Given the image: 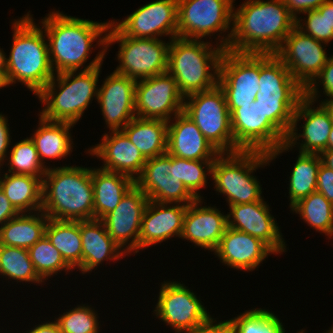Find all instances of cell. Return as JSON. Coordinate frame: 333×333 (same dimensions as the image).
I'll list each match as a JSON object with an SVG mask.
<instances>
[{
	"instance_id": "5b68a950",
	"label": "cell",
	"mask_w": 333,
	"mask_h": 333,
	"mask_svg": "<svg viewBox=\"0 0 333 333\" xmlns=\"http://www.w3.org/2000/svg\"><path fill=\"white\" fill-rule=\"evenodd\" d=\"M224 51L208 41L180 37L171 40L167 72L176 80L184 98L218 85L219 65Z\"/></svg>"
},
{
	"instance_id": "9a60e30c",
	"label": "cell",
	"mask_w": 333,
	"mask_h": 333,
	"mask_svg": "<svg viewBox=\"0 0 333 333\" xmlns=\"http://www.w3.org/2000/svg\"><path fill=\"white\" fill-rule=\"evenodd\" d=\"M184 96L168 73L136 81L135 113L142 119L170 121L183 111Z\"/></svg>"
},
{
	"instance_id": "e0dca14e",
	"label": "cell",
	"mask_w": 333,
	"mask_h": 333,
	"mask_svg": "<svg viewBox=\"0 0 333 333\" xmlns=\"http://www.w3.org/2000/svg\"><path fill=\"white\" fill-rule=\"evenodd\" d=\"M328 44L303 33L296 26L285 38L275 55L283 62L291 76L305 89L325 66Z\"/></svg>"
},
{
	"instance_id": "f907efd6",
	"label": "cell",
	"mask_w": 333,
	"mask_h": 333,
	"mask_svg": "<svg viewBox=\"0 0 333 333\" xmlns=\"http://www.w3.org/2000/svg\"><path fill=\"white\" fill-rule=\"evenodd\" d=\"M19 212L14 208L11 202L7 199L5 194L0 188V228L13 217L17 216Z\"/></svg>"
},
{
	"instance_id": "ba28073f",
	"label": "cell",
	"mask_w": 333,
	"mask_h": 333,
	"mask_svg": "<svg viewBox=\"0 0 333 333\" xmlns=\"http://www.w3.org/2000/svg\"><path fill=\"white\" fill-rule=\"evenodd\" d=\"M161 38H132L124 36L111 22L106 34V52L111 44L119 43L114 72L128 76L135 81L151 78L167 72L168 52L171 40Z\"/></svg>"
},
{
	"instance_id": "d6a6232c",
	"label": "cell",
	"mask_w": 333,
	"mask_h": 333,
	"mask_svg": "<svg viewBox=\"0 0 333 333\" xmlns=\"http://www.w3.org/2000/svg\"><path fill=\"white\" fill-rule=\"evenodd\" d=\"M45 235L72 269L82 272L80 221L48 220Z\"/></svg>"
},
{
	"instance_id": "94428289",
	"label": "cell",
	"mask_w": 333,
	"mask_h": 333,
	"mask_svg": "<svg viewBox=\"0 0 333 333\" xmlns=\"http://www.w3.org/2000/svg\"><path fill=\"white\" fill-rule=\"evenodd\" d=\"M297 333H305V332H304V330L302 329V330H301V331H299V332L297 331Z\"/></svg>"
},
{
	"instance_id": "1f68e13d",
	"label": "cell",
	"mask_w": 333,
	"mask_h": 333,
	"mask_svg": "<svg viewBox=\"0 0 333 333\" xmlns=\"http://www.w3.org/2000/svg\"><path fill=\"white\" fill-rule=\"evenodd\" d=\"M167 127L163 120L135 117L121 131L149 159L167 153Z\"/></svg>"
},
{
	"instance_id": "44dd1931",
	"label": "cell",
	"mask_w": 333,
	"mask_h": 333,
	"mask_svg": "<svg viewBox=\"0 0 333 333\" xmlns=\"http://www.w3.org/2000/svg\"><path fill=\"white\" fill-rule=\"evenodd\" d=\"M98 89L100 109L109 131L122 130L135 113L136 81L126 75L112 72Z\"/></svg>"
},
{
	"instance_id": "7c38bea8",
	"label": "cell",
	"mask_w": 333,
	"mask_h": 333,
	"mask_svg": "<svg viewBox=\"0 0 333 333\" xmlns=\"http://www.w3.org/2000/svg\"><path fill=\"white\" fill-rule=\"evenodd\" d=\"M314 104L315 102L305 96L299 101L285 143L269 153L270 161L276 159L282 152L292 150L293 147H298L299 153L310 154H320L323 150L328 149V139L333 122L320 104L313 107ZM301 119L305 120V123L301 124L300 128L303 130H299L301 133L298 134L299 128L297 126L299 124L297 123Z\"/></svg>"
},
{
	"instance_id": "cb8c5ba5",
	"label": "cell",
	"mask_w": 333,
	"mask_h": 333,
	"mask_svg": "<svg viewBox=\"0 0 333 333\" xmlns=\"http://www.w3.org/2000/svg\"><path fill=\"white\" fill-rule=\"evenodd\" d=\"M214 253L225 266L244 272L259 268L268 255L276 254L261 239L230 227L226 228Z\"/></svg>"
},
{
	"instance_id": "836d02e7",
	"label": "cell",
	"mask_w": 333,
	"mask_h": 333,
	"mask_svg": "<svg viewBox=\"0 0 333 333\" xmlns=\"http://www.w3.org/2000/svg\"><path fill=\"white\" fill-rule=\"evenodd\" d=\"M304 92H262L255 101L264 114L285 136L288 135L294 112Z\"/></svg>"
},
{
	"instance_id": "4fadbf2b",
	"label": "cell",
	"mask_w": 333,
	"mask_h": 333,
	"mask_svg": "<svg viewBox=\"0 0 333 333\" xmlns=\"http://www.w3.org/2000/svg\"><path fill=\"white\" fill-rule=\"evenodd\" d=\"M153 313L175 333H189L210 317L200 298L178 281L161 283Z\"/></svg>"
},
{
	"instance_id": "11a10c76",
	"label": "cell",
	"mask_w": 333,
	"mask_h": 333,
	"mask_svg": "<svg viewBox=\"0 0 333 333\" xmlns=\"http://www.w3.org/2000/svg\"><path fill=\"white\" fill-rule=\"evenodd\" d=\"M323 101L319 102V104L324 108V110L328 113L329 118L333 122V97H325Z\"/></svg>"
},
{
	"instance_id": "7a4b0ae2",
	"label": "cell",
	"mask_w": 333,
	"mask_h": 333,
	"mask_svg": "<svg viewBox=\"0 0 333 333\" xmlns=\"http://www.w3.org/2000/svg\"><path fill=\"white\" fill-rule=\"evenodd\" d=\"M295 22L283 0H246L237 9L233 7V32L227 50L275 54Z\"/></svg>"
},
{
	"instance_id": "816d5d0a",
	"label": "cell",
	"mask_w": 333,
	"mask_h": 333,
	"mask_svg": "<svg viewBox=\"0 0 333 333\" xmlns=\"http://www.w3.org/2000/svg\"><path fill=\"white\" fill-rule=\"evenodd\" d=\"M27 333H61L58 323L54 321H47L41 324L35 325L31 330L26 331Z\"/></svg>"
},
{
	"instance_id": "8992f818",
	"label": "cell",
	"mask_w": 333,
	"mask_h": 333,
	"mask_svg": "<svg viewBox=\"0 0 333 333\" xmlns=\"http://www.w3.org/2000/svg\"><path fill=\"white\" fill-rule=\"evenodd\" d=\"M101 68L55 74L36 95L44 105L39 115L49 121L76 125L93 98L98 99Z\"/></svg>"
},
{
	"instance_id": "52a82bcc",
	"label": "cell",
	"mask_w": 333,
	"mask_h": 333,
	"mask_svg": "<svg viewBox=\"0 0 333 333\" xmlns=\"http://www.w3.org/2000/svg\"><path fill=\"white\" fill-rule=\"evenodd\" d=\"M270 162L269 154L260 151L221 153L212 165L215 191L225 195L228 206L261 201L262 187L253 173Z\"/></svg>"
},
{
	"instance_id": "d590c367",
	"label": "cell",
	"mask_w": 333,
	"mask_h": 333,
	"mask_svg": "<svg viewBox=\"0 0 333 333\" xmlns=\"http://www.w3.org/2000/svg\"><path fill=\"white\" fill-rule=\"evenodd\" d=\"M308 226L329 239L333 238V204L317 191L299 200L291 208Z\"/></svg>"
},
{
	"instance_id": "ab89813d",
	"label": "cell",
	"mask_w": 333,
	"mask_h": 333,
	"mask_svg": "<svg viewBox=\"0 0 333 333\" xmlns=\"http://www.w3.org/2000/svg\"><path fill=\"white\" fill-rule=\"evenodd\" d=\"M9 158L8 173L32 175L38 178H43L47 168L44 167L39 159L38 152L31 138L27 137L18 143L14 144L11 152L8 153Z\"/></svg>"
},
{
	"instance_id": "30bf717a",
	"label": "cell",
	"mask_w": 333,
	"mask_h": 333,
	"mask_svg": "<svg viewBox=\"0 0 333 333\" xmlns=\"http://www.w3.org/2000/svg\"><path fill=\"white\" fill-rule=\"evenodd\" d=\"M183 112L220 153H234L230 113L224 91L219 85L185 97Z\"/></svg>"
},
{
	"instance_id": "f5cc1de1",
	"label": "cell",
	"mask_w": 333,
	"mask_h": 333,
	"mask_svg": "<svg viewBox=\"0 0 333 333\" xmlns=\"http://www.w3.org/2000/svg\"><path fill=\"white\" fill-rule=\"evenodd\" d=\"M318 11H327V22L329 31H333V0L324 2L318 9Z\"/></svg>"
},
{
	"instance_id": "9f6ffc18",
	"label": "cell",
	"mask_w": 333,
	"mask_h": 333,
	"mask_svg": "<svg viewBox=\"0 0 333 333\" xmlns=\"http://www.w3.org/2000/svg\"><path fill=\"white\" fill-rule=\"evenodd\" d=\"M3 49L0 48V70H6L7 57Z\"/></svg>"
},
{
	"instance_id": "ac0fdd59",
	"label": "cell",
	"mask_w": 333,
	"mask_h": 333,
	"mask_svg": "<svg viewBox=\"0 0 333 333\" xmlns=\"http://www.w3.org/2000/svg\"><path fill=\"white\" fill-rule=\"evenodd\" d=\"M148 202L146 194L134 184L117 207L101 219L109 236L127 255L139 252L142 217Z\"/></svg>"
},
{
	"instance_id": "d6986e66",
	"label": "cell",
	"mask_w": 333,
	"mask_h": 333,
	"mask_svg": "<svg viewBox=\"0 0 333 333\" xmlns=\"http://www.w3.org/2000/svg\"><path fill=\"white\" fill-rule=\"evenodd\" d=\"M177 0H156L138 8L121 22H110L124 35L132 38L177 37Z\"/></svg>"
},
{
	"instance_id": "ffe728a7",
	"label": "cell",
	"mask_w": 333,
	"mask_h": 333,
	"mask_svg": "<svg viewBox=\"0 0 333 333\" xmlns=\"http://www.w3.org/2000/svg\"><path fill=\"white\" fill-rule=\"evenodd\" d=\"M228 227L261 239L276 254L287 251L285 240L267 202L261 201L229 206Z\"/></svg>"
},
{
	"instance_id": "8fae6325",
	"label": "cell",
	"mask_w": 333,
	"mask_h": 333,
	"mask_svg": "<svg viewBox=\"0 0 333 333\" xmlns=\"http://www.w3.org/2000/svg\"><path fill=\"white\" fill-rule=\"evenodd\" d=\"M259 75L260 54L223 52L218 85L224 91L230 114L255 101L260 89Z\"/></svg>"
},
{
	"instance_id": "83f0119b",
	"label": "cell",
	"mask_w": 333,
	"mask_h": 333,
	"mask_svg": "<svg viewBox=\"0 0 333 333\" xmlns=\"http://www.w3.org/2000/svg\"><path fill=\"white\" fill-rule=\"evenodd\" d=\"M38 122L39 127L30 138L35 145L42 165L49 169L50 166L45 165L47 159H64L71 154L74 143L70 129L74 127V124L49 121L40 115Z\"/></svg>"
},
{
	"instance_id": "603a6c76",
	"label": "cell",
	"mask_w": 333,
	"mask_h": 333,
	"mask_svg": "<svg viewBox=\"0 0 333 333\" xmlns=\"http://www.w3.org/2000/svg\"><path fill=\"white\" fill-rule=\"evenodd\" d=\"M202 200L196 199L187 206L181 238L214 252L228 227L227 214L215 206H202Z\"/></svg>"
},
{
	"instance_id": "484cf974",
	"label": "cell",
	"mask_w": 333,
	"mask_h": 333,
	"mask_svg": "<svg viewBox=\"0 0 333 333\" xmlns=\"http://www.w3.org/2000/svg\"><path fill=\"white\" fill-rule=\"evenodd\" d=\"M167 153L177 158L203 161H214L221 154L183 111L168 121Z\"/></svg>"
},
{
	"instance_id": "8d00e7d4",
	"label": "cell",
	"mask_w": 333,
	"mask_h": 333,
	"mask_svg": "<svg viewBox=\"0 0 333 333\" xmlns=\"http://www.w3.org/2000/svg\"><path fill=\"white\" fill-rule=\"evenodd\" d=\"M259 93L304 92V88L291 76L275 54H260Z\"/></svg>"
},
{
	"instance_id": "7dc6e473",
	"label": "cell",
	"mask_w": 333,
	"mask_h": 333,
	"mask_svg": "<svg viewBox=\"0 0 333 333\" xmlns=\"http://www.w3.org/2000/svg\"><path fill=\"white\" fill-rule=\"evenodd\" d=\"M232 331L230 319L217 322L215 318L210 316L207 320L203 321L189 333H231Z\"/></svg>"
},
{
	"instance_id": "681fc988",
	"label": "cell",
	"mask_w": 333,
	"mask_h": 333,
	"mask_svg": "<svg viewBox=\"0 0 333 333\" xmlns=\"http://www.w3.org/2000/svg\"><path fill=\"white\" fill-rule=\"evenodd\" d=\"M8 119L7 116L0 113V164L3 165L8 157L7 153H9L8 148L10 147L11 143V136H10V128L8 127Z\"/></svg>"
},
{
	"instance_id": "e575fe53",
	"label": "cell",
	"mask_w": 333,
	"mask_h": 333,
	"mask_svg": "<svg viewBox=\"0 0 333 333\" xmlns=\"http://www.w3.org/2000/svg\"><path fill=\"white\" fill-rule=\"evenodd\" d=\"M319 154L299 153L289 178V207L316 192L317 175L321 165Z\"/></svg>"
},
{
	"instance_id": "2e32d148",
	"label": "cell",
	"mask_w": 333,
	"mask_h": 333,
	"mask_svg": "<svg viewBox=\"0 0 333 333\" xmlns=\"http://www.w3.org/2000/svg\"><path fill=\"white\" fill-rule=\"evenodd\" d=\"M135 184L151 201L189 205L196 200L178 178L177 157L168 153L147 159Z\"/></svg>"
},
{
	"instance_id": "d4e9b609",
	"label": "cell",
	"mask_w": 333,
	"mask_h": 333,
	"mask_svg": "<svg viewBox=\"0 0 333 333\" xmlns=\"http://www.w3.org/2000/svg\"><path fill=\"white\" fill-rule=\"evenodd\" d=\"M187 206L149 200L142 217L139 250L155 246L172 237L180 238Z\"/></svg>"
},
{
	"instance_id": "74e56055",
	"label": "cell",
	"mask_w": 333,
	"mask_h": 333,
	"mask_svg": "<svg viewBox=\"0 0 333 333\" xmlns=\"http://www.w3.org/2000/svg\"><path fill=\"white\" fill-rule=\"evenodd\" d=\"M0 276L16 280L17 283H44L34 268L28 249L19 247L0 245Z\"/></svg>"
},
{
	"instance_id": "277c9868",
	"label": "cell",
	"mask_w": 333,
	"mask_h": 333,
	"mask_svg": "<svg viewBox=\"0 0 333 333\" xmlns=\"http://www.w3.org/2000/svg\"><path fill=\"white\" fill-rule=\"evenodd\" d=\"M42 212L50 219L83 221L94 219L91 168H49L42 180Z\"/></svg>"
},
{
	"instance_id": "db71d44e",
	"label": "cell",
	"mask_w": 333,
	"mask_h": 333,
	"mask_svg": "<svg viewBox=\"0 0 333 333\" xmlns=\"http://www.w3.org/2000/svg\"><path fill=\"white\" fill-rule=\"evenodd\" d=\"M322 164L333 170V149L323 150L320 154Z\"/></svg>"
},
{
	"instance_id": "7402d4cb",
	"label": "cell",
	"mask_w": 333,
	"mask_h": 333,
	"mask_svg": "<svg viewBox=\"0 0 333 333\" xmlns=\"http://www.w3.org/2000/svg\"><path fill=\"white\" fill-rule=\"evenodd\" d=\"M108 133H104L100 143L88 148L87 154L104 161L101 169L126 175L135 181L147 159L121 130Z\"/></svg>"
},
{
	"instance_id": "f546056e",
	"label": "cell",
	"mask_w": 333,
	"mask_h": 333,
	"mask_svg": "<svg viewBox=\"0 0 333 333\" xmlns=\"http://www.w3.org/2000/svg\"><path fill=\"white\" fill-rule=\"evenodd\" d=\"M0 174V188L19 213L42 210V180L32 175Z\"/></svg>"
},
{
	"instance_id": "f35d334b",
	"label": "cell",
	"mask_w": 333,
	"mask_h": 333,
	"mask_svg": "<svg viewBox=\"0 0 333 333\" xmlns=\"http://www.w3.org/2000/svg\"><path fill=\"white\" fill-rule=\"evenodd\" d=\"M28 252L38 276L43 281L57 275L58 272L64 271L67 273L68 271H73L46 235L35 245L31 246Z\"/></svg>"
},
{
	"instance_id": "3957f363",
	"label": "cell",
	"mask_w": 333,
	"mask_h": 333,
	"mask_svg": "<svg viewBox=\"0 0 333 333\" xmlns=\"http://www.w3.org/2000/svg\"><path fill=\"white\" fill-rule=\"evenodd\" d=\"M12 24L13 42L6 64L8 85L19 82L37 95L55 75L46 34L29 12Z\"/></svg>"
},
{
	"instance_id": "bcb514c9",
	"label": "cell",
	"mask_w": 333,
	"mask_h": 333,
	"mask_svg": "<svg viewBox=\"0 0 333 333\" xmlns=\"http://www.w3.org/2000/svg\"><path fill=\"white\" fill-rule=\"evenodd\" d=\"M316 191L333 204V170L322 163L318 170Z\"/></svg>"
},
{
	"instance_id": "f6af8a7d",
	"label": "cell",
	"mask_w": 333,
	"mask_h": 333,
	"mask_svg": "<svg viewBox=\"0 0 333 333\" xmlns=\"http://www.w3.org/2000/svg\"><path fill=\"white\" fill-rule=\"evenodd\" d=\"M319 85H321L322 92L325 96L333 97V55L329 56L325 66L322 68L320 73L313 79V81L304 89V96L313 101L317 102L320 92Z\"/></svg>"
},
{
	"instance_id": "b9f144b4",
	"label": "cell",
	"mask_w": 333,
	"mask_h": 333,
	"mask_svg": "<svg viewBox=\"0 0 333 333\" xmlns=\"http://www.w3.org/2000/svg\"><path fill=\"white\" fill-rule=\"evenodd\" d=\"M86 304L77 305L61 316L55 317L61 333H99L98 314ZM99 321V322H98Z\"/></svg>"
},
{
	"instance_id": "9c48e42d",
	"label": "cell",
	"mask_w": 333,
	"mask_h": 333,
	"mask_svg": "<svg viewBox=\"0 0 333 333\" xmlns=\"http://www.w3.org/2000/svg\"><path fill=\"white\" fill-rule=\"evenodd\" d=\"M234 1L177 0V37L201 40L219 32L220 42L215 45L227 50L233 32Z\"/></svg>"
},
{
	"instance_id": "60d3db41",
	"label": "cell",
	"mask_w": 333,
	"mask_h": 333,
	"mask_svg": "<svg viewBox=\"0 0 333 333\" xmlns=\"http://www.w3.org/2000/svg\"><path fill=\"white\" fill-rule=\"evenodd\" d=\"M234 333H285L277 315L270 310L254 308L230 319Z\"/></svg>"
},
{
	"instance_id": "c3c4849f",
	"label": "cell",
	"mask_w": 333,
	"mask_h": 333,
	"mask_svg": "<svg viewBox=\"0 0 333 333\" xmlns=\"http://www.w3.org/2000/svg\"><path fill=\"white\" fill-rule=\"evenodd\" d=\"M326 1L328 0H283L289 10V13L295 19H297L301 13L303 14L307 11L318 9Z\"/></svg>"
},
{
	"instance_id": "6da1fadb",
	"label": "cell",
	"mask_w": 333,
	"mask_h": 333,
	"mask_svg": "<svg viewBox=\"0 0 333 333\" xmlns=\"http://www.w3.org/2000/svg\"><path fill=\"white\" fill-rule=\"evenodd\" d=\"M41 20L39 24L41 23L47 37L49 59L55 74L102 66L106 55V34L110 21L100 23L80 19L68 16L60 10L50 11ZM94 41L98 47L102 46L101 51L83 67L92 53Z\"/></svg>"
},
{
	"instance_id": "4dcf8cb0",
	"label": "cell",
	"mask_w": 333,
	"mask_h": 333,
	"mask_svg": "<svg viewBox=\"0 0 333 333\" xmlns=\"http://www.w3.org/2000/svg\"><path fill=\"white\" fill-rule=\"evenodd\" d=\"M48 220L42 210L19 213L0 228V245L29 249L45 235Z\"/></svg>"
},
{
	"instance_id": "f1b7e54d",
	"label": "cell",
	"mask_w": 333,
	"mask_h": 333,
	"mask_svg": "<svg viewBox=\"0 0 333 333\" xmlns=\"http://www.w3.org/2000/svg\"><path fill=\"white\" fill-rule=\"evenodd\" d=\"M91 179L94 194V219L101 220L113 211L122 197L135 184L130 177L103 170L91 168Z\"/></svg>"
},
{
	"instance_id": "91938a15",
	"label": "cell",
	"mask_w": 333,
	"mask_h": 333,
	"mask_svg": "<svg viewBox=\"0 0 333 333\" xmlns=\"http://www.w3.org/2000/svg\"><path fill=\"white\" fill-rule=\"evenodd\" d=\"M325 333H333V326H331V329L329 328V330H326Z\"/></svg>"
},
{
	"instance_id": "ee69618b",
	"label": "cell",
	"mask_w": 333,
	"mask_h": 333,
	"mask_svg": "<svg viewBox=\"0 0 333 333\" xmlns=\"http://www.w3.org/2000/svg\"><path fill=\"white\" fill-rule=\"evenodd\" d=\"M303 14L306 15L305 19L297 17L295 26L314 39L329 44L333 40V31H329L327 11L315 9Z\"/></svg>"
},
{
	"instance_id": "7bdbcfd3",
	"label": "cell",
	"mask_w": 333,
	"mask_h": 333,
	"mask_svg": "<svg viewBox=\"0 0 333 333\" xmlns=\"http://www.w3.org/2000/svg\"><path fill=\"white\" fill-rule=\"evenodd\" d=\"M213 162L177 158L178 178L196 199L203 198L199 191L207 186V175L211 177Z\"/></svg>"
},
{
	"instance_id": "5bb4252c",
	"label": "cell",
	"mask_w": 333,
	"mask_h": 333,
	"mask_svg": "<svg viewBox=\"0 0 333 333\" xmlns=\"http://www.w3.org/2000/svg\"><path fill=\"white\" fill-rule=\"evenodd\" d=\"M230 122L234 153L242 150L269 154L285 143L286 136L264 116L256 101L236 108L230 114Z\"/></svg>"
},
{
	"instance_id": "6f0895ef",
	"label": "cell",
	"mask_w": 333,
	"mask_h": 333,
	"mask_svg": "<svg viewBox=\"0 0 333 333\" xmlns=\"http://www.w3.org/2000/svg\"><path fill=\"white\" fill-rule=\"evenodd\" d=\"M7 86L9 85L6 79V70H0V89Z\"/></svg>"
},
{
	"instance_id": "4316f807",
	"label": "cell",
	"mask_w": 333,
	"mask_h": 333,
	"mask_svg": "<svg viewBox=\"0 0 333 333\" xmlns=\"http://www.w3.org/2000/svg\"><path fill=\"white\" fill-rule=\"evenodd\" d=\"M82 274L89 273L104 261H118L126 253L109 236L101 220L80 221Z\"/></svg>"
},
{
	"instance_id": "680465c9",
	"label": "cell",
	"mask_w": 333,
	"mask_h": 333,
	"mask_svg": "<svg viewBox=\"0 0 333 333\" xmlns=\"http://www.w3.org/2000/svg\"><path fill=\"white\" fill-rule=\"evenodd\" d=\"M328 149H333V126L328 139Z\"/></svg>"
}]
</instances>
